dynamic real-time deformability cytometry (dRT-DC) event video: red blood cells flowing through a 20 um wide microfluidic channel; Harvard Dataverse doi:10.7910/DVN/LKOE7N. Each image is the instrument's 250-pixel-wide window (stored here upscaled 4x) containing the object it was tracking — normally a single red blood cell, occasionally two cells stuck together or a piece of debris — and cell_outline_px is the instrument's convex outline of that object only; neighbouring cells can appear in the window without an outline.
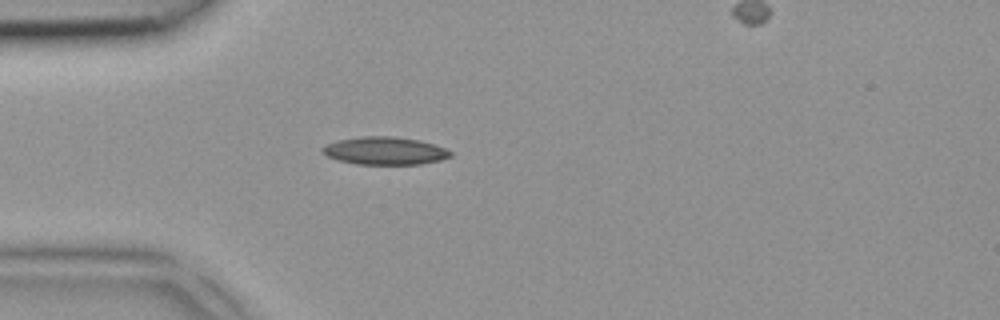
{"species": "common noctule bat (a hibernating species)", "species_latin": "Nyctalus noctula", "temperature_condition": "room temperature", "stored_images_in_passage": 3, "camera_frame_rate_fps": 3000, "um_per_image_px": 0.085, "animal": {"sex": "female", "body_mass_g": 18.4}, "frame": {"image": 1, "passage_image": 2, "time_ms": 0.333, "image_size_px": [1000, 320], "cell_outline_px": [[452, 156], [440, 160], [420, 164], [356, 164], [336, 160], [320, 152], [320, 148], [324, 144], [336, 140], [360, 136], [392, 136], [420, 140], [444, 148], [452, 152]], "centroid_in_image_um": [32.64, 12.81], "position_along_channel_um": 52.4, "area_um2": 20.92}}